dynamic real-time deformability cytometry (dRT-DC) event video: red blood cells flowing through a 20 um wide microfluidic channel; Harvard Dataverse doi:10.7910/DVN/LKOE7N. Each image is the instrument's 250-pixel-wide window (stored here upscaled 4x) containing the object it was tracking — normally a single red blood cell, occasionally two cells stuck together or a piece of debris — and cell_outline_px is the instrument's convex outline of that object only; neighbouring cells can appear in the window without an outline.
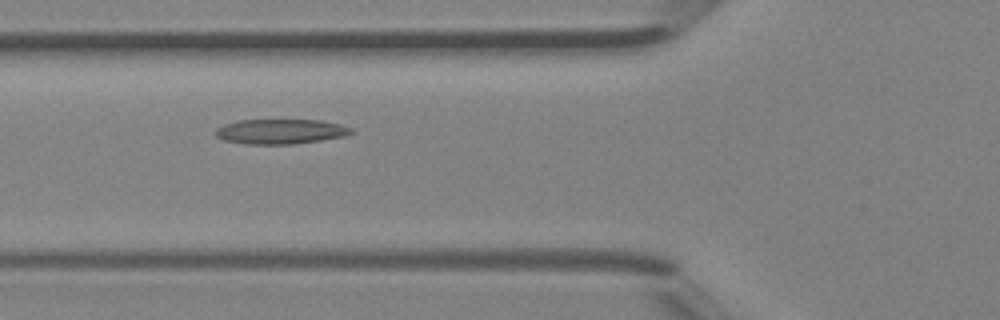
{"species": "Egyptian fruit bat (a non-hibernating species)", "species_latin": "Rousettus aegyptiacus", "temperature_condition": "room temperature", "stored_images_in_passage": 32, "camera_frame_rate_fps": 3000, "um_per_image_px": 0.085, "animal": {"sex": "female"}, "frame": {"image": 1, "passage_image": 3, "time_ms": 0.667, "image_size_px": [1000, 320], "cell_outline_px": [[356, 132], [348, 136], [292, 144], [244, 144], [224, 140], [216, 136], [216, 128], [224, 124], [236, 120], [320, 120], [340, 124], [352, 128]], "centroid_in_image_um": [23.88, 11.17], "position_along_channel_um": 101.9, "area_um2": 19.83}}
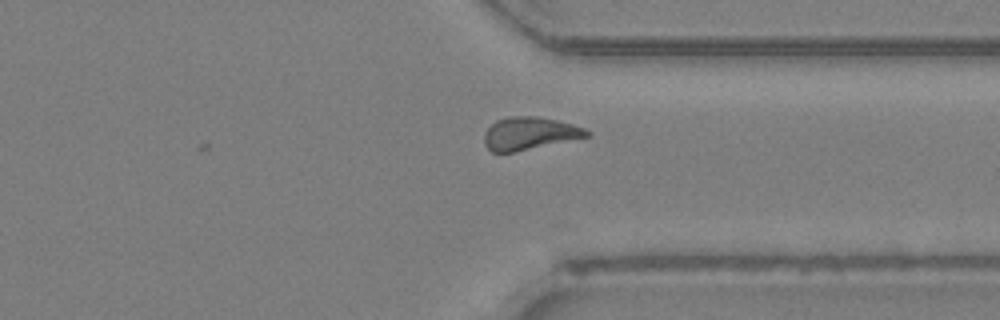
{"frame": {"image": 2, "passage_image": 21, "time_ms": 6.667, "image_size_px": [1000, 320], "cell_outline_px": [[592, 136], [512, 152], [492, 152], [484, 144], [484, 132], [496, 120], [508, 116], [536, 116], [556, 120], [572, 124], [584, 128], [592, 132]], "centroid_in_image_um": [45.02, 11.33], "position_along_channel_um": 366.4, "area_um2": 19.54}}
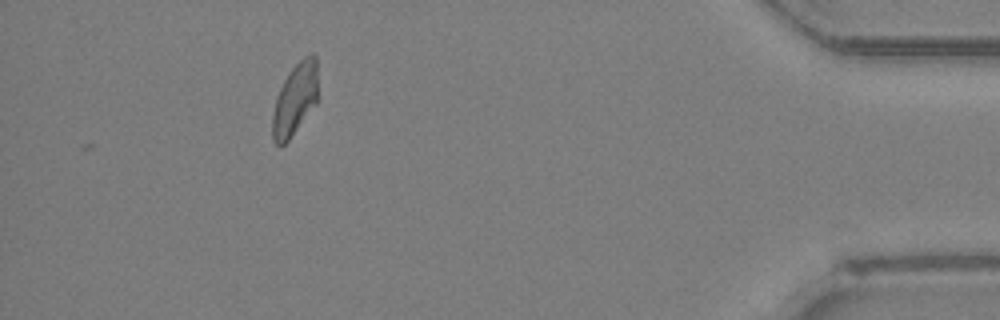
{"frame": {"image": 3, "passage_image": 28, "time_ms": 9.0, "image_size_px": [1000, 320], "cell_outline_px": [[316, 104], [288, 140], [280, 148], [272, 140], [272, 116], [276, 96], [288, 72], [308, 52], [312, 52], [316, 56]], "centroid_in_image_um": [25.04, 8.44], "position_along_channel_um": 410.2, "area_um2": 18.96}}